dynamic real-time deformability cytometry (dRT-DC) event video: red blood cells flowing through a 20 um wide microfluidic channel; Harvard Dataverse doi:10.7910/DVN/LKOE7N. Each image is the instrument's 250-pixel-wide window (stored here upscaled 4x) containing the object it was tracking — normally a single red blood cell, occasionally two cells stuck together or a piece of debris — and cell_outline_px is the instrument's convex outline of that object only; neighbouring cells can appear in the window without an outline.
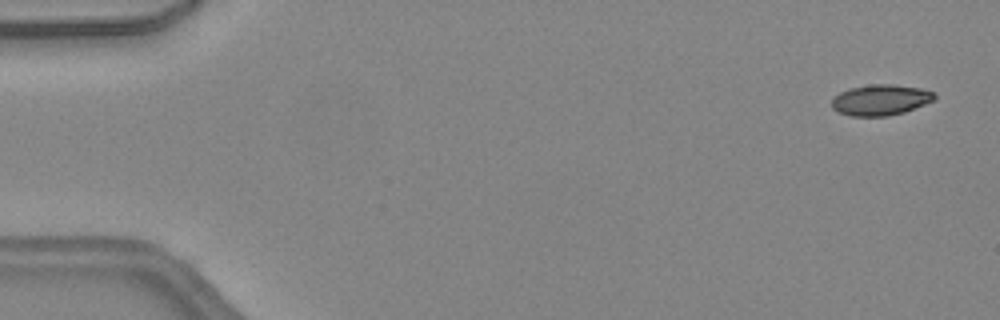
{"species": "common noctule bat (a hibernating species)", "species_latin": "Nyctalus noctula", "temperature_condition": "warm", "stored_images_in_passage": 14, "camera_frame_rate_fps": 3000, "um_per_image_px": 0.085, "animal": {"sex": "female", "body_mass_g": 24.6, "forearm_length_mm": 56.2}, "frame": {"image": 1, "passage_image": 2, "time_ms": 0.333, "image_size_px": [1000, 320], "cell_outline_px": [[936, 100], [904, 112], [888, 116], [848, 116], [832, 108], [832, 96], [848, 88], [872, 84], [892, 84], [920, 88], [936, 92]], "centroid_in_image_um": [74.85, 8.49], "position_along_channel_um": 10.1, "area_um2": 18.67}}
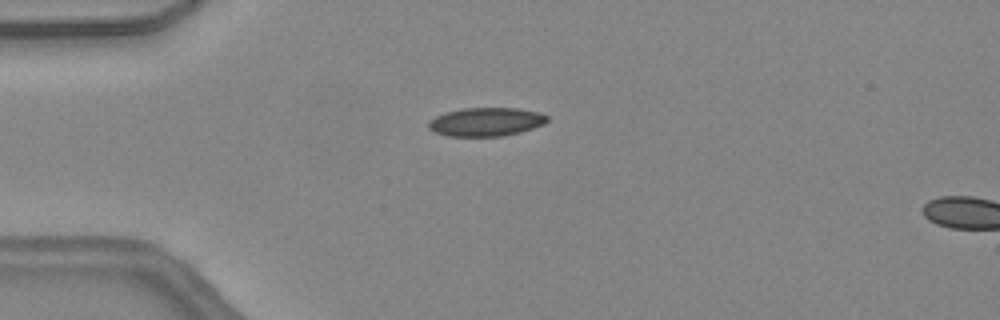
{"frame": {"image": 2, "passage_image": 12, "time_ms": 3.667, "image_size_px": [1000, 320], "cell_outline_px": [[548, 120], [544, 124], [520, 132], [504, 136], [448, 136], [436, 132], [428, 128], [428, 120], [444, 112], [464, 108], [520, 108], [540, 112], [548, 116]], "centroid_in_image_um": [41.32, 10.35], "position_along_channel_um": 43.7, "area_um2": 19.88}}